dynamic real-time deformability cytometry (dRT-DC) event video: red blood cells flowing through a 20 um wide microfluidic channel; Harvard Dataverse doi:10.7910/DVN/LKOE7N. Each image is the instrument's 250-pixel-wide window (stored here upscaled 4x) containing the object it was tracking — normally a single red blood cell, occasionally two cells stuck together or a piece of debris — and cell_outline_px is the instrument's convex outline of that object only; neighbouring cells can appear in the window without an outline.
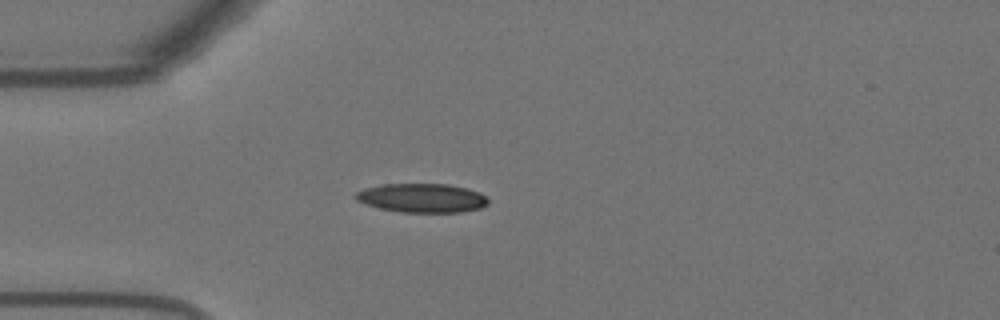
{"species": "Egyptian fruit bat (a non-hibernating species)", "species_latin": "Rousettus aegyptiacus", "temperature_condition": "warm", "stored_images_in_passage": 30, "camera_frame_rate_fps": 3000, "um_per_image_px": 0.085, "animal": {"sex": "female"}, "frame": {"image": 1, "passage_image": 1, "time_ms": 0.0, "image_size_px": [1000, 320], "cell_outline_px": [[488, 204], [480, 208], [460, 212], [400, 212], [380, 208], [364, 204], [356, 200], [352, 196], [356, 192], [364, 188], [380, 184], [448, 184], [468, 188], [480, 192], [488, 200]], "centroid_in_image_um": [35.83, 16.82], "position_along_channel_um": 49.2, "area_um2": 22.54}}
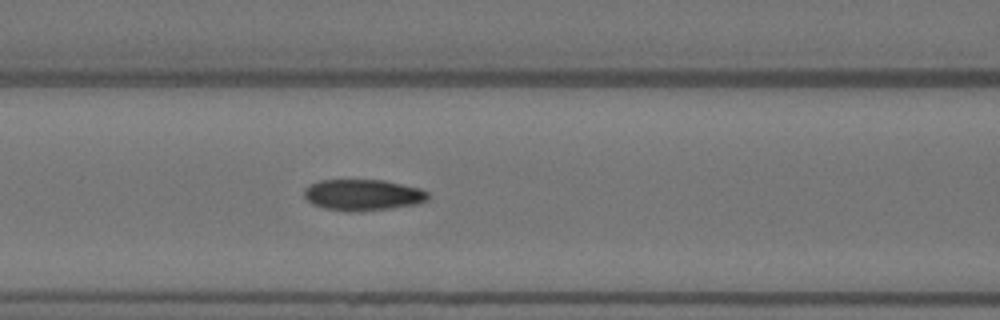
{"frame": {"image": 2, "passage_image": 9, "time_ms": 2.667, "image_size_px": [1000, 320], "cell_outline_px": [[428, 200], [416, 204], [392, 208], [360, 212], [324, 208], [312, 204], [304, 196], [304, 188], [308, 184], [320, 180], [384, 180], [420, 188], [428, 192]], "centroid_in_image_um": [30.84, 16.56], "position_along_channel_um": 135.8, "area_um2": 22.6}}
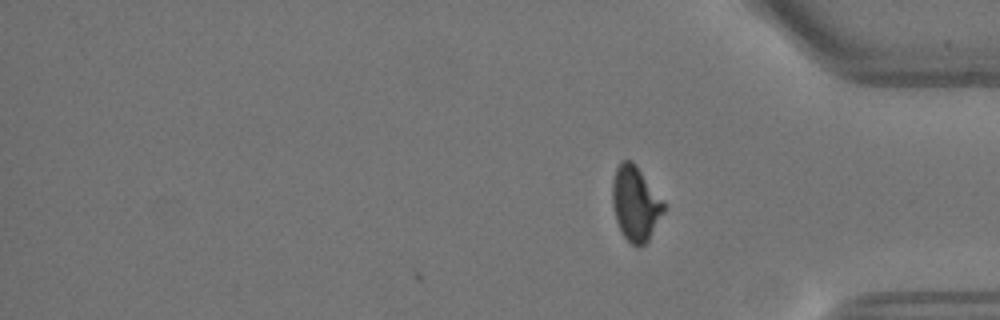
{"frame": {"image": 3, "passage_image": 30, "time_ms": 9.667, "image_size_px": [1000, 320], "cell_outline_px": [[668, 208], [648, 240], [640, 248], [636, 248], [624, 236], [616, 220], [612, 204], [612, 184], [616, 168], [624, 160], [632, 160], [636, 164]], "centroid_in_image_um": [54.04, 17.32], "position_along_channel_um": 381.2, "area_um2": 22.43}, "authors_computed_cell_mechanics": {"area_um2": 22.7443, "velocity_mm_per_s": 3.6587, "shape_relaxation_time_tau1_ms": 5.563, "shape_relaxation_time_tau2_ms": 2.1628, "deformation_change_tau1": 0.1769, "deformation_change_tau2": 0.0849}}